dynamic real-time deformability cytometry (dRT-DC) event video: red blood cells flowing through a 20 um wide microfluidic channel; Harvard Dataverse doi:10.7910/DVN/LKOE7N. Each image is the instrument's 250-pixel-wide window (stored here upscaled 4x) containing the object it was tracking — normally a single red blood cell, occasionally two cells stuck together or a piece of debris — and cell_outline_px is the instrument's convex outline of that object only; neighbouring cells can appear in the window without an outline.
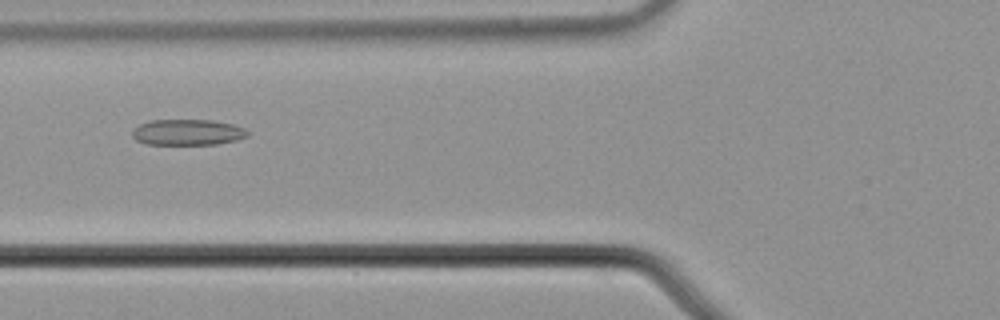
{"species": "common noctule bat (a hibernating species)", "species_latin": "Nyctalus noctula", "temperature_condition": "cold", "stored_images_in_passage": 56, "camera_frame_rate_fps": 3000, "um_per_image_px": 0.085, "animal": {"sex": "male", "body_mass_g": 21.5, "forearm_length_mm": 52.0}, "frame": {"image": 1, "passage_image": 22, "time_ms": 7.0, "image_size_px": [1000, 320], "cell_outline_px": [[248, 136], [236, 140], [216, 144], [148, 144], [136, 140], [132, 136], [132, 128], [140, 124], [152, 120], [212, 120], [232, 124], [244, 128], [248, 132]], "centroid_in_image_um": [15.93, 11.24], "position_along_channel_um": 109.9, "area_um2": 17.34}}
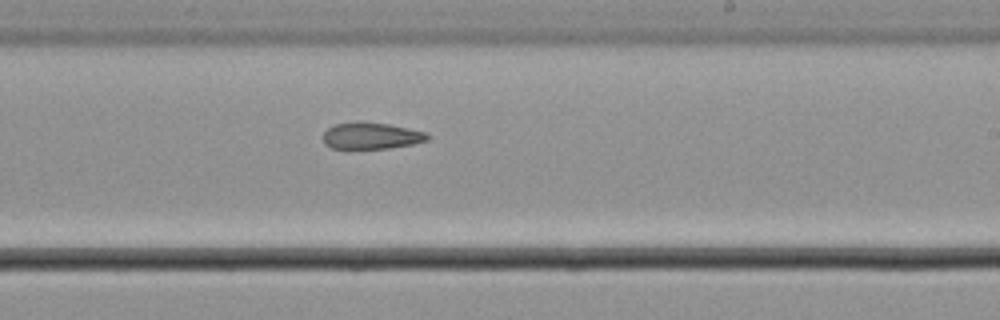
{"frame": {"image": 2, "passage_image": 34, "time_ms": 11.0, "image_size_px": [1000, 320], "cell_outline_px": [[432, 136], [428, 140], [412, 144], [388, 148], [332, 148], [324, 144], [324, 132], [328, 128], [336, 124], [356, 120], [388, 124], [428, 132]], "centroid_in_image_um": [31.59, 11.52], "position_along_channel_um": 257.4, "area_um2": 16.3}}
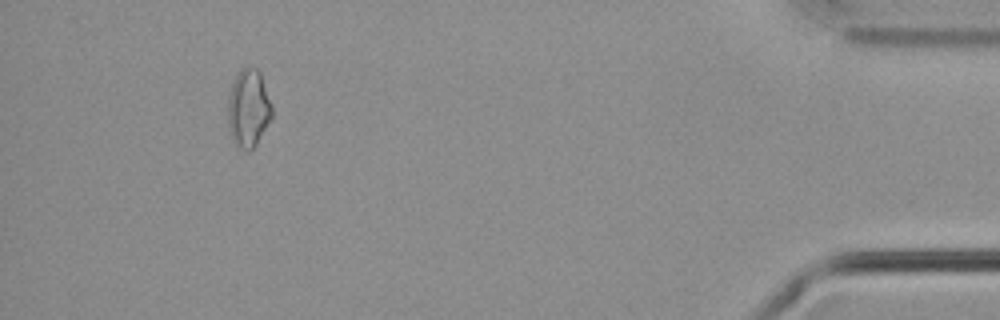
{"frame": {"image": 3, "passage_image": 52, "time_ms": 17.0, "image_size_px": [1000, 320], "cell_outline_px": [[272, 116], [256, 144], [248, 152], [240, 148], [236, 144], [228, 128], [228, 96], [232, 80], [236, 72], [240, 68], [248, 64], [256, 68], [260, 72], [272, 104]], "centroid_in_image_um": [21.1, 9.13], "position_along_channel_um": 414.1, "area_um2": 20.29}, "authors_computed_cell_mechanics": {"area_um2": 18.4671, "velocity_mm_per_s": 3.6924, "shape_relaxation_time_tau1_ms": null, "shape_relaxation_time_tau2_ms": 7.1596, "deformation_change_tau1": null, "deformation_change_tau2": 0.1508}}